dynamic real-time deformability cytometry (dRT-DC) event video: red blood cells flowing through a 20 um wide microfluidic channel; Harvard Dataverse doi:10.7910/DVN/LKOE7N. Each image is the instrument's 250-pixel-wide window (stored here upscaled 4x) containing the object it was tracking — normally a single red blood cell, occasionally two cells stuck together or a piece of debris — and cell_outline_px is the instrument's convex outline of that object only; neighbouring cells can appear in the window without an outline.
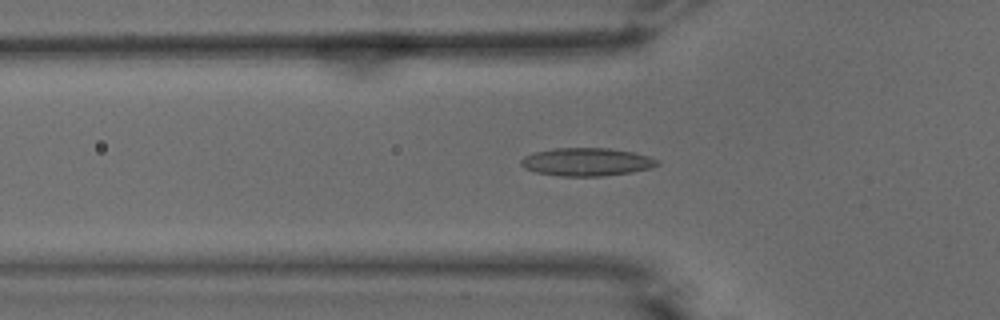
{"species": "common noctule bat (a hibernating species)", "species_latin": "Nyctalus noctula", "temperature_condition": "warm", "stored_images_in_passage": 47, "camera_frame_rate_fps": 3000, "um_per_image_px": 0.085, "animal": {"sex": "male", "body_mass_g": 15.6}, "frame": {"image": 1, "passage_image": 15, "time_ms": 4.667, "image_size_px": [1000, 320], "cell_outline_px": [[660, 164], [652, 168], [632, 172], [604, 176], [560, 176], [536, 172], [524, 168], [520, 164], [520, 160], [524, 156], [532, 152], [552, 148], [608, 148], [632, 152], [648, 156], [660, 160]], "centroid_in_image_um": [49.86, 13.76], "position_along_channel_um": 75.9, "area_um2": 22.48}}
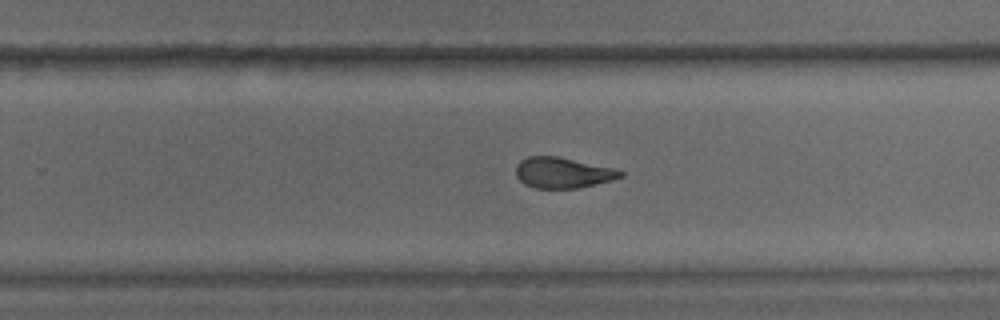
{"frame": {"image": 2, "passage_image": 31, "time_ms": 10.0, "image_size_px": [1000, 320], "cell_outline_px": [[624, 176], [612, 180], [580, 188], [536, 188], [524, 184], [516, 176], [516, 164], [520, 160], [528, 156], [556, 156], [616, 168], [624, 172]], "centroid_in_image_um": [47.85, 14.68], "position_along_channel_um": 282.0, "area_um2": 18.84}}
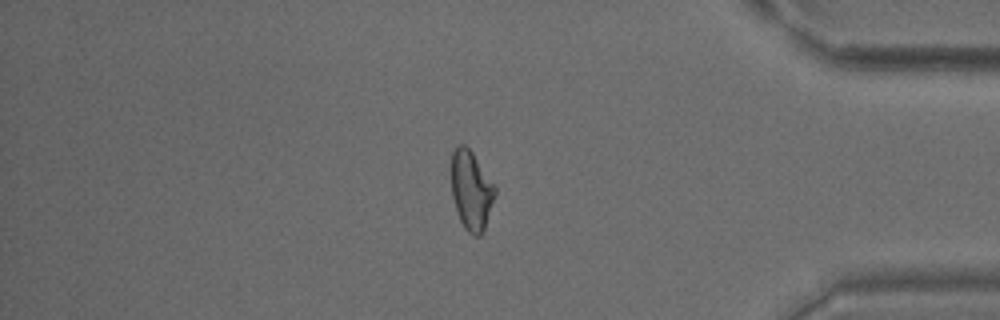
{"frame": {"image": 3, "passage_image": 42, "time_ms": 13.667, "image_size_px": [1000, 320], "cell_outline_px": [[496, 192], [484, 228], [480, 236], [472, 236], [464, 228], [460, 220], [452, 196], [452, 152], [460, 144], [464, 144], [472, 152], [496, 188]], "centroid_in_image_um": [40.05, 16.2], "position_along_channel_um": 395.2, "area_um2": 19.71}}